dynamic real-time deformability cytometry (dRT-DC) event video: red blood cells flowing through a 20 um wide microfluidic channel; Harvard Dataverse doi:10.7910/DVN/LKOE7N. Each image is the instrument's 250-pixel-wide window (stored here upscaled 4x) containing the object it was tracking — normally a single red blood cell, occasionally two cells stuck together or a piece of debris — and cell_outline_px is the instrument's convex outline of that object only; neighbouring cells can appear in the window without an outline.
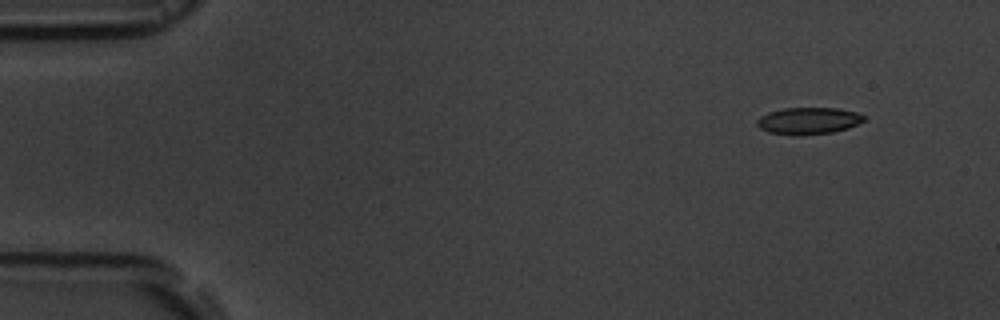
{"species": "common noctule bat (a hibernating species)", "species_latin": "Nyctalus noctula", "temperature_condition": "room temperature", "stored_images_in_passage": 51, "camera_frame_rate_fps": 3000, "um_per_image_px": 0.085, "animal": {"sex": "male", "body_mass_g": 19.5, "forearm_length_mm": 54.6}, "frame": {"image": 1, "passage_image": 1, "time_ms": 0.0, "image_size_px": [1000, 320], "cell_outline_px": [[864, 120], [848, 128], [832, 132], [796, 136], [768, 132], [760, 128], [756, 124], [756, 120], [760, 116], [768, 112], [784, 108], [836, 108], [856, 112], [864, 116]], "centroid_in_image_um": [68.66, 10.27], "position_along_channel_um": 16.3, "area_um2": 16.7}}
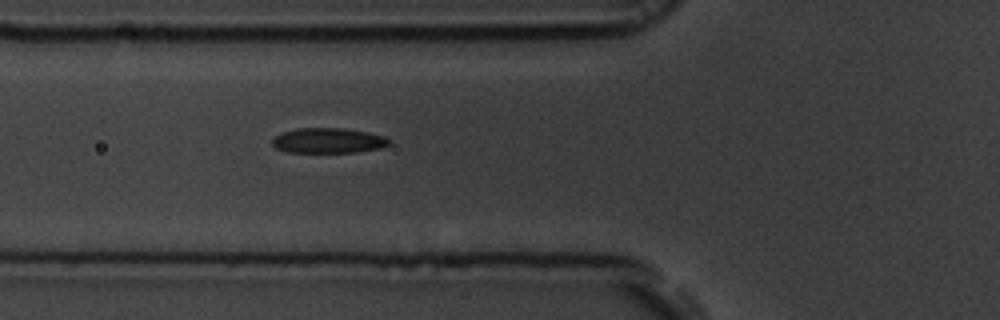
{"frame": {"image": 2, "passage_image": 16, "time_ms": 5.0, "image_size_px": [1000, 320], "cell_outline_px": [[388, 144], [380, 148], [356, 152], [288, 152], [276, 148], [272, 144], [272, 140], [276, 136], [284, 132], [296, 128], [344, 128], [368, 132], [384, 136], [388, 140]], "centroid_in_image_um": [27.88, 11.94], "position_along_channel_um": 97.9, "area_um2": 16.94}}
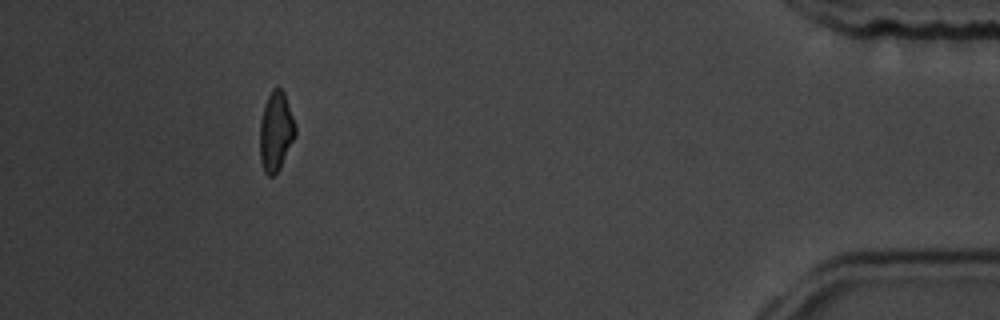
{"frame": {"image": 3, "passage_image": 46, "time_ms": 15.0, "image_size_px": [1000, 320], "cell_outline_px": [[296, 136], [276, 176], [268, 176], [264, 172], [260, 160], [260, 120], [264, 104], [272, 88], [280, 88], [284, 92], [296, 124]], "centroid_in_image_um": [23.45, 11.2], "position_along_channel_um": 411.7, "area_um2": 16.7}, "authors_computed_cell_mechanics": {"area_um2": 17.1088, "velocity_mm_per_s": 3.7377, "shape_relaxation_time_tau1_ms": 4.621, "shape_relaxation_time_tau2_ms": 4.1338, "deformation_change_tau1": 0.1495, "deformation_change_tau2": 0.1241}}